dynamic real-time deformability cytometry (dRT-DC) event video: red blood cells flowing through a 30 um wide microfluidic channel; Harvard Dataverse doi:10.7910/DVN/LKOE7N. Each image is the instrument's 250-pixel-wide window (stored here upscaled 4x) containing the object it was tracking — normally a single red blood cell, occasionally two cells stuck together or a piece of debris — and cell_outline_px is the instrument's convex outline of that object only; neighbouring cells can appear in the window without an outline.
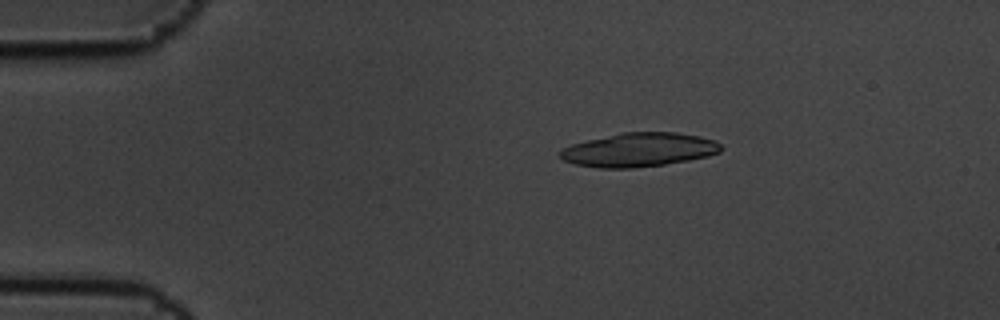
{"species": "common noctule bat (a hibernating species)", "species_latin": "Nyctalus noctula", "temperature_condition": "cold", "stored_images_in_passage": 6, "camera_frame_rate_fps": 3000, "um_per_image_px": 0.085, "animal": {"sex": "male", "body_mass_g": 19.5, "forearm_length_mm": 54.6}, "frame": {"image": 1, "passage_image": 3, "time_ms": 0.667, "image_size_px": [1000, 320], "cell_outline_px": [[724, 148], [720, 152], [708, 156], [688, 160], [664, 164], [632, 168], [600, 168], [576, 164], [564, 160], [560, 156], [560, 148], [572, 144], [588, 140], [624, 132], [676, 132], [700, 136], [716, 140]], "centroid_in_image_um": [54.35, 12.73], "position_along_channel_um": 30.6, "area_um2": 31.67}}